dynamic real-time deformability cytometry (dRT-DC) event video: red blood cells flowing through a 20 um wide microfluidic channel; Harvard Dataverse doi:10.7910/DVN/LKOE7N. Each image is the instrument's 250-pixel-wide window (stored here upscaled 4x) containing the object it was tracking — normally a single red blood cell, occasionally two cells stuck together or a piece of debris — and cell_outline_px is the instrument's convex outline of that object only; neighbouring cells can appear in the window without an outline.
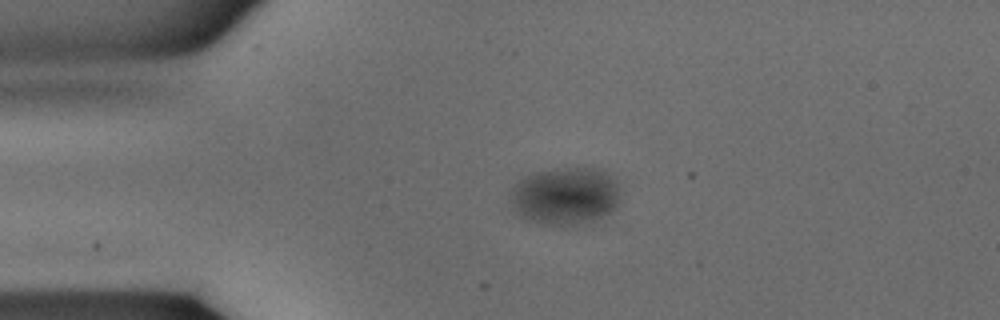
{"species": "common noctule bat (a hibernating species)", "species_latin": "Nyctalus noctula", "temperature_condition": "warm", "stored_images_in_passage": 29, "camera_frame_rate_fps": 3000, "um_per_image_px": 0.085, "animal": {"sex": "male", "body_mass_g": 15.6}, "frame": {"image": 1, "passage_image": 1, "time_ms": 0.0, "image_size_px": [1000, 320], "cell_outline_px": [[620, 204], [616, 208], [600, 216], [584, 220], [560, 224], [548, 224], [532, 220], [520, 216], [516, 212], [512, 204], [512, 188], [520, 180], [536, 172], [556, 168], [596, 168], [604, 172], [616, 180], [620, 188]], "centroid_in_image_um": [48.08, 16.6], "position_along_channel_um": 36.9, "area_um2": 35.84}}
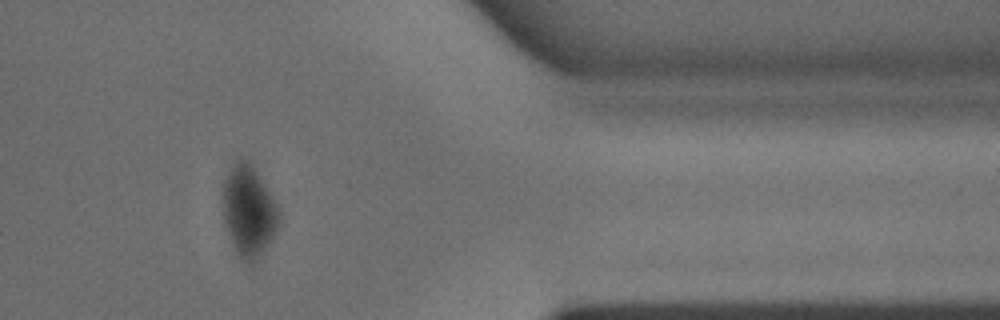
{"frame": {"image": 2, "passage_image": 23, "time_ms": 7.333, "image_size_px": [1000, 320], "cell_outline_px": [[280, 220], [272, 240], [256, 260], [248, 264], [240, 260], [236, 256], [228, 236], [224, 224], [224, 180], [232, 164], [236, 160], [248, 160], [252, 164], [272, 196], [280, 212]], "centroid_in_image_um": [21.14, 17.99], "position_along_channel_um": 390.3, "area_um2": 29.82}}
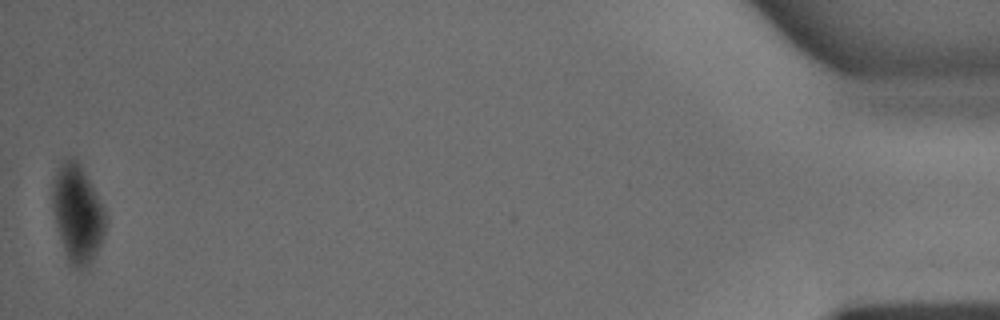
{"frame": {"image": 3, "passage_image": 29, "time_ms": 9.333, "image_size_px": [1000, 320], "cell_outline_px": [[108, 216], [104, 232], [100, 244], [88, 268], [72, 264], [68, 260], [56, 224], [52, 208], [52, 184], [56, 168], [68, 156], [76, 160], [80, 164], [104, 208]], "centroid_in_image_um": [6.58, 18.1], "position_along_channel_um": 428.6, "area_um2": 29.77}}